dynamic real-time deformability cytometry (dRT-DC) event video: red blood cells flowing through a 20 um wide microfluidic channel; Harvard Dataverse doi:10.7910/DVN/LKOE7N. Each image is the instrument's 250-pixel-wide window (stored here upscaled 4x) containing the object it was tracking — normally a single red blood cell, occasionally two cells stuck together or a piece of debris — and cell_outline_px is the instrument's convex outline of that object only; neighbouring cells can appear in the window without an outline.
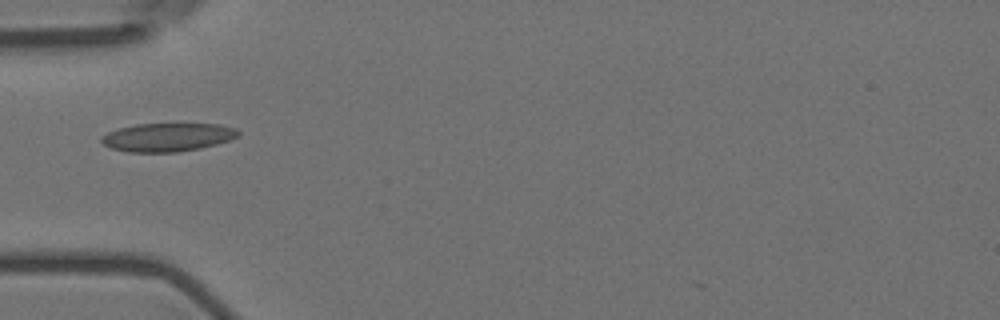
{"species": "Egyptian fruit bat (a non-hibernating species)", "species_latin": "Rousettus aegyptiacus", "temperature_condition": "room temperature", "stored_images_in_passage": 39, "camera_frame_rate_fps": 3000, "um_per_image_px": 0.085, "animal": {"sex": "female"}, "frame": {"image": 1, "passage_image": 1, "time_ms": 0.0, "image_size_px": [1000, 320], "cell_outline_px": [[240, 136], [216, 144], [200, 148], [176, 152], [128, 152], [112, 148], [104, 144], [100, 140], [100, 136], [108, 132], [120, 128], [136, 124], [220, 124], [236, 128], [240, 132]], "centroid_in_image_um": [14.25, 11.66], "position_along_channel_um": 70.7, "area_um2": 22.6}}
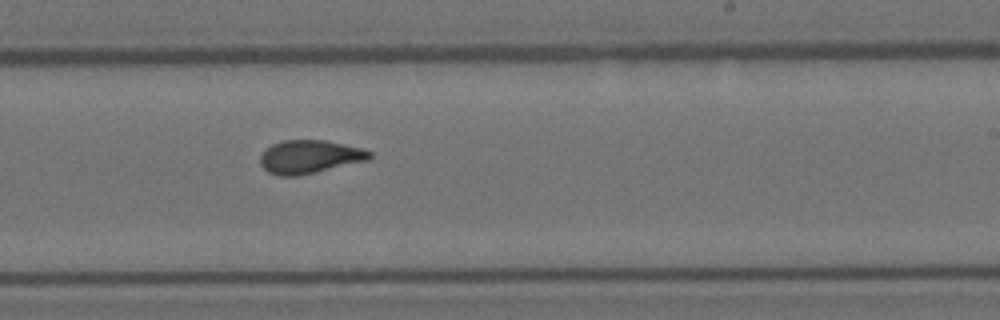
{"frame": {"image": 2, "passage_image": 17, "time_ms": 5.333, "image_size_px": [1000, 320], "cell_outline_px": [[372, 156], [368, 160], [316, 172], [296, 176], [280, 176], [268, 172], [260, 164], [260, 156], [272, 144], [284, 140], [324, 140], [360, 148], [372, 152]], "centroid_in_image_um": [26.3, 13.33], "position_along_channel_um": 262.7, "area_um2": 20.98}}
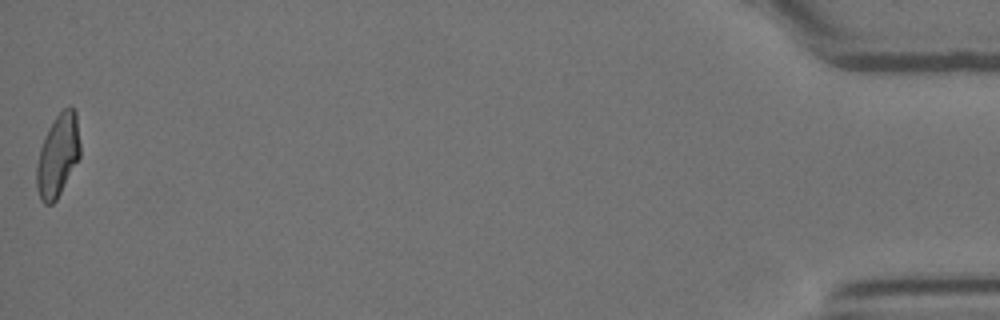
{"frame": {"image": 3, "passage_image": 39, "time_ms": 12.667, "image_size_px": [1000, 320], "cell_outline_px": [[80, 156], [56, 200], [52, 204], [44, 204], [40, 200], [36, 188], [36, 168], [40, 148], [48, 128], [56, 116], [68, 104], [76, 112], [80, 144]], "centroid_in_image_um": [4.91, 13.21], "position_along_channel_um": 430.3, "area_um2": 20.87}, "authors_computed_cell_mechanics": {"area_um2": 21.0392, "velocity_mm_per_s": 3.5881, "shape_relaxation_time_tau1_ms": 7.7639, "shape_relaxation_time_tau2_ms": 1.422, "deformation_change_tau1": 0.1915, "deformation_change_tau2": 0.052}}